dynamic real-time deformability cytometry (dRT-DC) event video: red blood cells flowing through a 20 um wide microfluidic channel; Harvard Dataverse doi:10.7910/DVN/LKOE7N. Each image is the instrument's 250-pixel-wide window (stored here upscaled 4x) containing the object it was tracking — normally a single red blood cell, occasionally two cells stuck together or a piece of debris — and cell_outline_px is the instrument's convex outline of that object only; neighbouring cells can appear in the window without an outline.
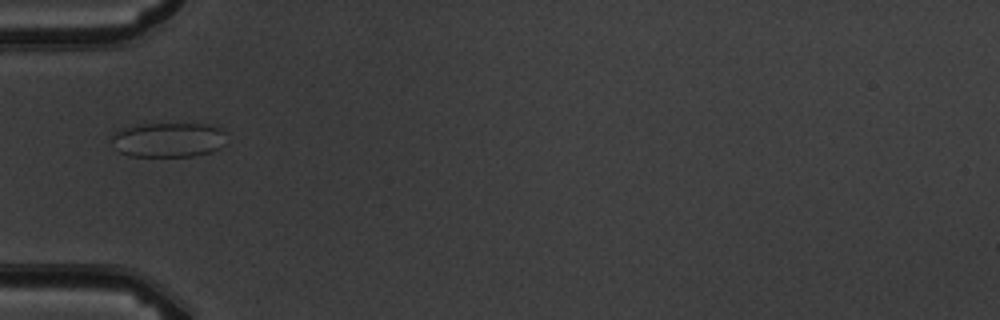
{"species": "common noctule bat (a hibernating species)", "species_latin": "Nyctalus noctula", "temperature_condition": "warm", "stored_images_in_passage": 5, "camera_frame_rate_fps": 3000, "um_per_image_px": 0.085, "animal": {"sex": "male", "body_mass_g": 19.5, "forearm_length_mm": 54.6}, "frame": {"image": 1, "passage_image": 5, "time_ms": 5.333, "image_size_px": [1000, 320], "cell_outline_px": [[224, 144], [220, 148], [212, 152], [192, 156], [128, 156], [112, 148], [112, 132], [124, 128], [140, 124], [208, 124], [220, 128], [224, 132]], "centroid_in_image_um": [14.27, 11.89], "position_along_channel_um": 70.7, "area_um2": 23.41}}